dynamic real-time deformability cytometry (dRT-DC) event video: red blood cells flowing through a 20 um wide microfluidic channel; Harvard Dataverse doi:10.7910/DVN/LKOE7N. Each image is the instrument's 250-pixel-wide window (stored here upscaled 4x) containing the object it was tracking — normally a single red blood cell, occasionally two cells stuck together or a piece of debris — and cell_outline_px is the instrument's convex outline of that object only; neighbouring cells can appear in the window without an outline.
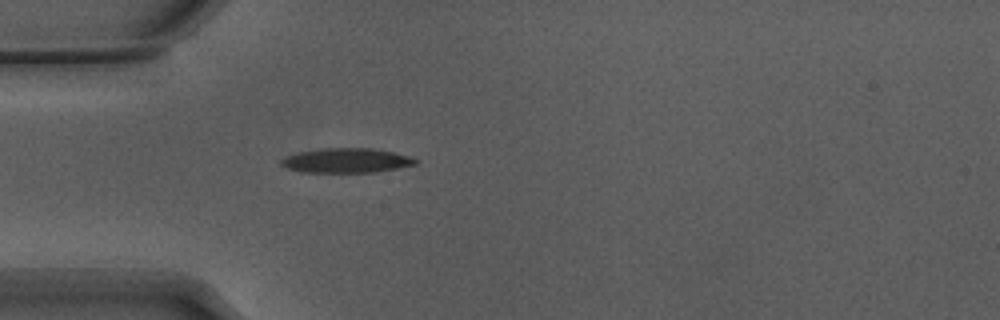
{"species": "Egyptian fruit bat (a non-hibernating species)", "species_latin": "Rousettus aegyptiacus", "temperature_condition": "warm", "stored_images_in_passage": 39, "camera_frame_rate_fps": 3000, "um_per_image_px": 0.085, "animal": {"sex": "male"}, "frame": {"image": 1, "passage_image": 1, "time_ms": 0.0, "image_size_px": [1000, 320], "cell_outline_px": [[420, 160], [416, 164], [396, 168], [372, 172], [300, 172], [288, 168], [280, 164], [280, 160], [288, 156], [300, 152], [324, 148], [372, 148], [392, 152], [408, 156]], "centroid_in_image_um": [29.44, 13.64], "position_along_channel_um": 55.6, "area_um2": 18.96}}
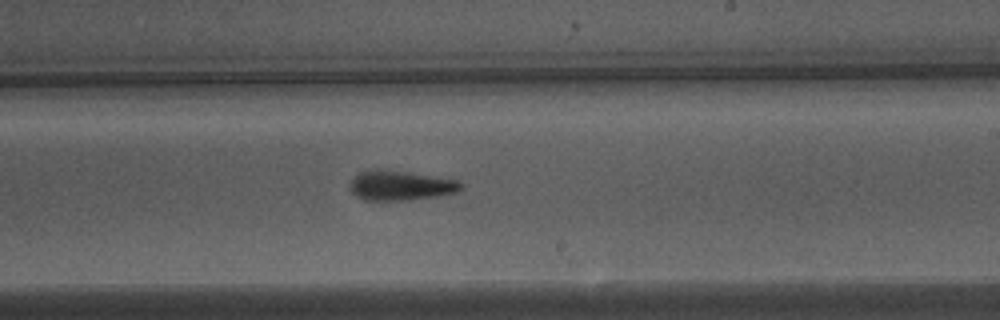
{"frame": {"image": 2, "passage_image": 17, "time_ms": 5.333, "image_size_px": [1000, 320], "cell_outline_px": [[464, 184], [456, 192], [436, 196], [408, 200], [364, 200], [356, 196], [352, 192], [348, 184], [360, 172], [372, 168], [388, 168], [460, 180]], "centroid_in_image_um": [34.03, 15.73], "position_along_channel_um": 255.0, "area_um2": 19.65}}
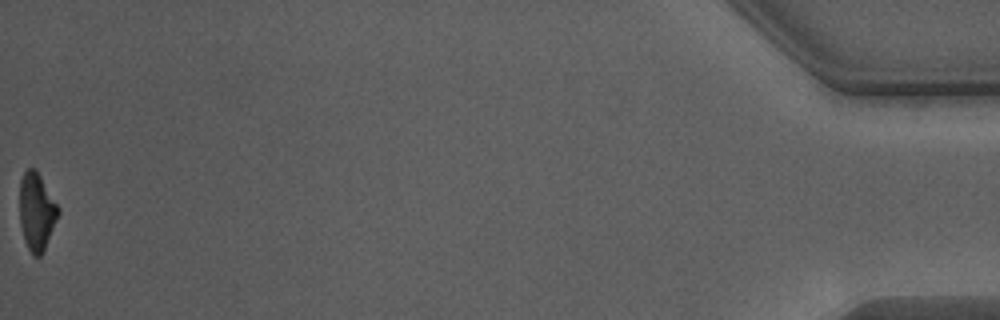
{"frame": {"image": 3, "passage_image": 39, "time_ms": 12.667, "image_size_px": [1000, 320], "cell_outline_px": [[60, 212], [44, 248], [40, 256], [32, 256], [24, 240], [20, 224], [20, 180], [24, 172], [28, 168], [36, 168], [60, 208]], "centroid_in_image_um": [3.11, 17.95], "position_along_channel_um": 432.1, "area_um2": 17.4}, "authors_computed_cell_mechanics": {"area_um2": 18.9006, "velocity_mm_per_s": 3.8577, "shape_relaxation_time_tau1_ms": 3.6386, "shape_relaxation_time_tau2_ms": 3.282, "deformation_change_tau1": 0.1711, "deformation_change_tau2": 0.1271}}